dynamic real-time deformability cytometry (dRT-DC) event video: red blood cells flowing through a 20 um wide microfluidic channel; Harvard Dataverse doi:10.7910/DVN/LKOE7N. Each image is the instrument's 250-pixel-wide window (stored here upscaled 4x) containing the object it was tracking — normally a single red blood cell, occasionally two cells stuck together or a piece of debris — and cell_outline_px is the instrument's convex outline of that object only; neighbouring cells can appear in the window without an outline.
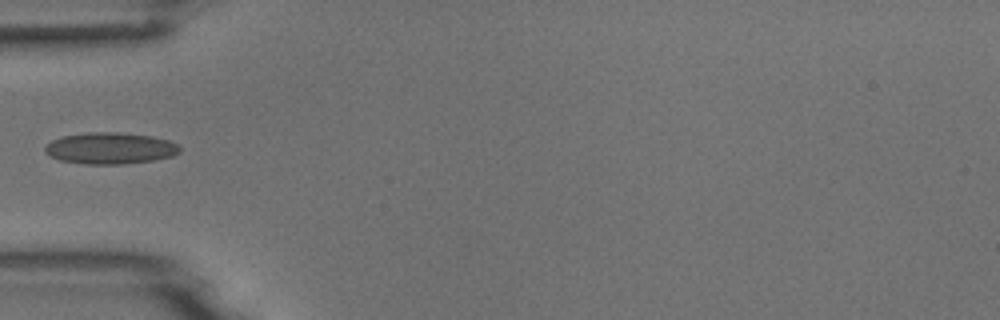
{"species": "common noctule bat (a hibernating species)", "species_latin": "Nyctalus noctula", "temperature_condition": "room temperature", "stored_images_in_passage": 6, "camera_frame_rate_fps": 3000, "um_per_image_px": 0.085, "animal": {"sex": "male", "body_mass_g": 18.8}, "frame": {"image": 1, "passage_image": 5, "time_ms": 4.667, "image_size_px": [1000, 320], "cell_outline_px": [[180, 152], [172, 156], [152, 160], [124, 164], [84, 164], [60, 160], [44, 152], [44, 148], [52, 140], [60, 136], [88, 132], [116, 132], [152, 136], [168, 140], [176, 144], [180, 148]], "centroid_in_image_um": [9.35, 12.6], "position_along_channel_um": 75.7, "area_um2": 24.68}}